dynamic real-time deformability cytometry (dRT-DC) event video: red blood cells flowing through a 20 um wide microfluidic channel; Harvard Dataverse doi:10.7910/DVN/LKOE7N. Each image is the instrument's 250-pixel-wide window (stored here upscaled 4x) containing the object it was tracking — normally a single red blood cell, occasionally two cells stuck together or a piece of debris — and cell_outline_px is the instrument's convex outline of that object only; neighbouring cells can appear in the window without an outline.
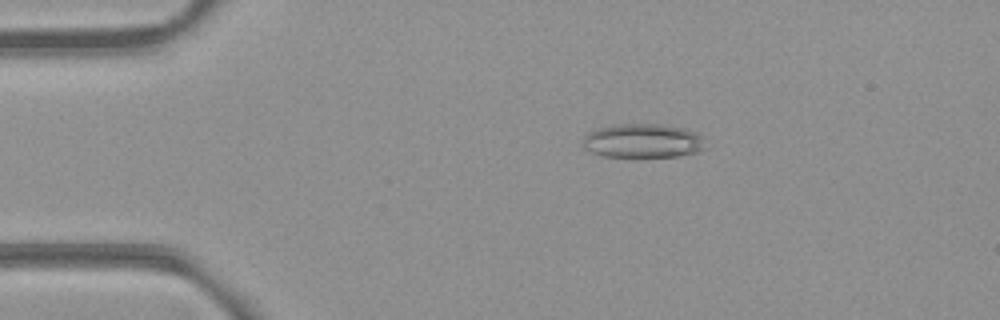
{"species": "common noctule bat (a hibernating species)", "species_latin": "Nyctalus noctula", "temperature_condition": "room temperature", "stored_images_in_passage": 52, "camera_frame_rate_fps": 3000, "um_per_image_px": 0.085, "animal": {"sex": "female", "body_mass_g": 21.9}, "frame": {"image": 1, "passage_image": 10, "time_ms": 3.0, "image_size_px": [1000, 320], "cell_outline_px": [[708, 148], [696, 152], [676, 156], [604, 156], [592, 152], [584, 148], [584, 136], [588, 132], [600, 128], [620, 124], [660, 124], [684, 128], [696, 132], [700, 136]], "centroid_in_image_um": [54.68, 11.96], "position_along_channel_um": 30.3, "area_um2": 24.04}}
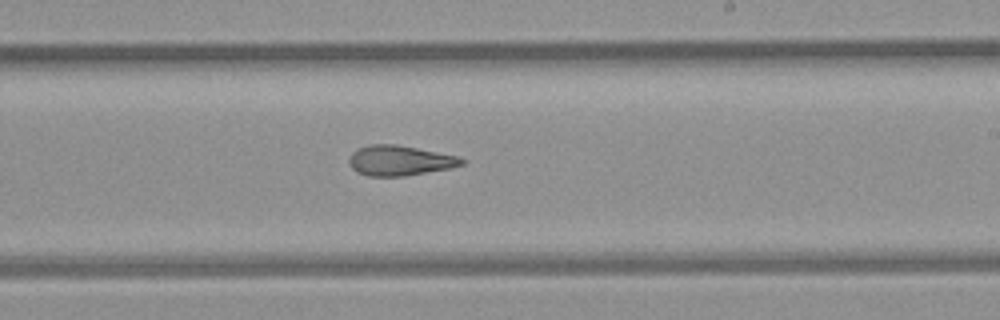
{"frame": {"image": 2, "passage_image": 31, "time_ms": 10.0, "image_size_px": [1000, 320], "cell_outline_px": [[464, 164], [448, 168], [404, 176], [368, 176], [356, 172], [348, 164], [348, 160], [352, 152], [356, 148], [368, 144], [396, 144], [460, 156], [464, 160]], "centroid_in_image_um": [33.93, 13.63], "position_along_channel_um": 255.1, "area_um2": 19.88}}
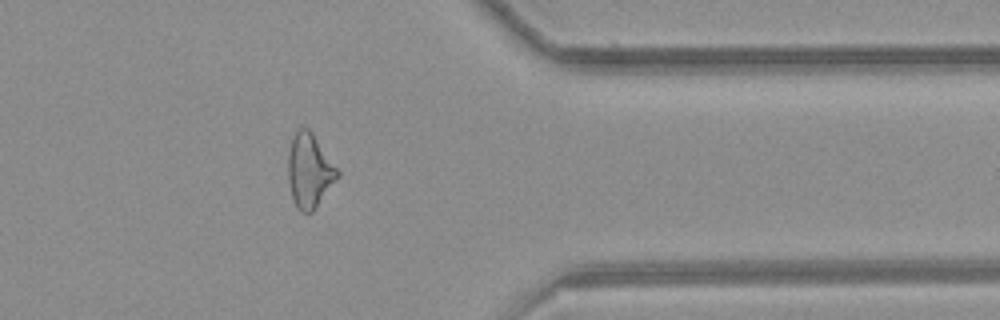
{"frame": {"image": 3, "passage_image": 42, "time_ms": 13.667, "image_size_px": [1000, 320], "cell_outline_px": [[340, 176], [312, 212], [300, 212], [296, 208], [292, 200], [288, 180], [288, 152], [292, 136], [300, 128], [308, 128], [312, 132], [340, 172]], "centroid_in_image_um": [26.29, 14.53], "position_along_channel_um": 385.1, "area_um2": 21.39}, "authors_computed_cell_mechanics": {"area_um2": 22.1374, "velocity_mm_per_s": 3.9668, "shape_relaxation_time_tau1_ms": null, "shape_relaxation_time_tau2_ms": 3.1613, "deformation_change_tau1": null, "deformation_change_tau2": 0.13}}